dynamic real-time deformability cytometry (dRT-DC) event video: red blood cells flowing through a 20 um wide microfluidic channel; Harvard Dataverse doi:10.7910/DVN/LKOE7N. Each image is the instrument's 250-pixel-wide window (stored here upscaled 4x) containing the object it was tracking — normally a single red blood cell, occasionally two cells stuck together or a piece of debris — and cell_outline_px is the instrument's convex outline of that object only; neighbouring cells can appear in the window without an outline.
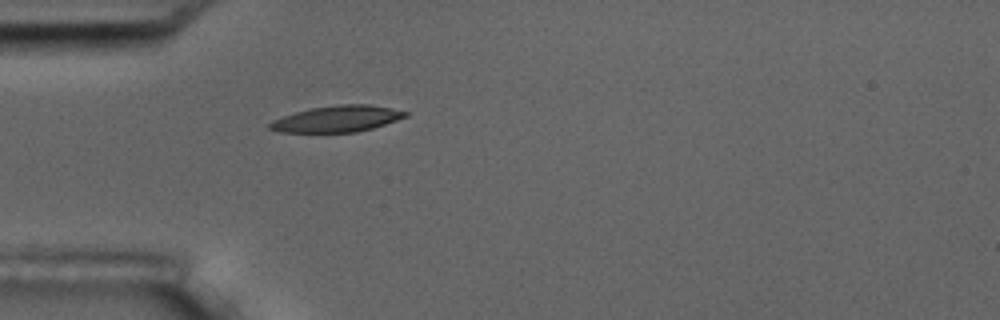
{"species": "common noctule bat (a hibernating species)", "species_latin": "Nyctalus noctula", "temperature_condition": "room temperature", "stored_images_in_passage": 4, "camera_frame_rate_fps": 3000, "um_per_image_px": 0.085, "animal": {"sex": "male", "body_mass_g": 17.5, "forearm_length_mm": 52.3}, "frame": {"image": 1, "passage_image": 4, "time_ms": 4.0, "image_size_px": [1000, 320], "cell_outline_px": [[408, 116], [372, 128], [356, 132], [280, 132], [268, 128], [268, 124], [272, 120], [308, 108], [336, 104], [368, 104], [392, 108], [408, 112]], "centroid_in_image_um": [28.64, 10.09], "position_along_channel_um": 56.4, "area_um2": 20.75}}